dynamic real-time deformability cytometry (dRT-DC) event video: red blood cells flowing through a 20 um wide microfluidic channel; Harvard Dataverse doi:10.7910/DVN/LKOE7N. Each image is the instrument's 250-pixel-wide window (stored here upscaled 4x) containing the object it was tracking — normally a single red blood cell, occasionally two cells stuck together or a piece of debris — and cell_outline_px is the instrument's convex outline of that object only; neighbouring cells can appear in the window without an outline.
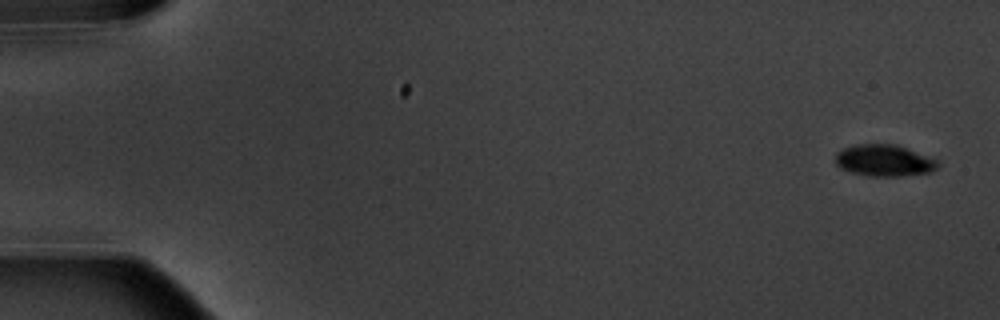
{"species": "common noctule bat (a hibernating species)", "species_latin": "Nyctalus noctula", "temperature_condition": "warm", "stored_images_in_passage": 6, "segment_of_instrument_passage": [1, 2], "camera_frame_rate_fps": 3000, "um_per_image_px": 0.085, "animal": {"sex": "male", "body_mass_g": 20.1, "forearm_length_mm": 53.5}, "frame": {"image": 1, "passage_image": 1, "time_ms": 0.0, "image_size_px": [1000, 320], "cell_outline_px": [[940, 164], [932, 172], [900, 176], [868, 176], [852, 172], [840, 168], [836, 164], [836, 152], [844, 148], [856, 144], [896, 144], [940, 160]], "centroid_in_image_um": [75.19, 13.64], "position_along_channel_um": 9.8, "area_um2": 19.02}}
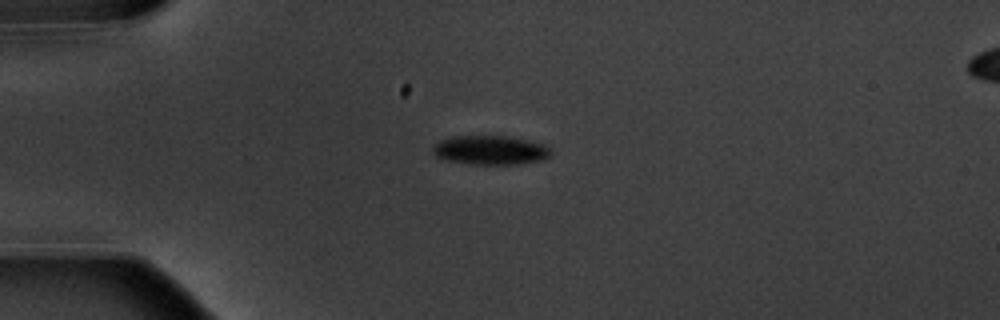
{"frame": {"image": 2, "passage_image": 4, "time_ms": 4.333, "image_size_px": [1000, 320], "cell_outline_px": [[552, 156], [544, 160], [516, 164], [472, 164], [444, 160], [436, 156], [432, 152], [432, 144], [440, 140], [452, 136], [512, 136], [544, 144], [552, 148]], "centroid_in_image_um": [41.7, 12.76], "position_along_channel_um": 43.3, "area_um2": 20.46}}